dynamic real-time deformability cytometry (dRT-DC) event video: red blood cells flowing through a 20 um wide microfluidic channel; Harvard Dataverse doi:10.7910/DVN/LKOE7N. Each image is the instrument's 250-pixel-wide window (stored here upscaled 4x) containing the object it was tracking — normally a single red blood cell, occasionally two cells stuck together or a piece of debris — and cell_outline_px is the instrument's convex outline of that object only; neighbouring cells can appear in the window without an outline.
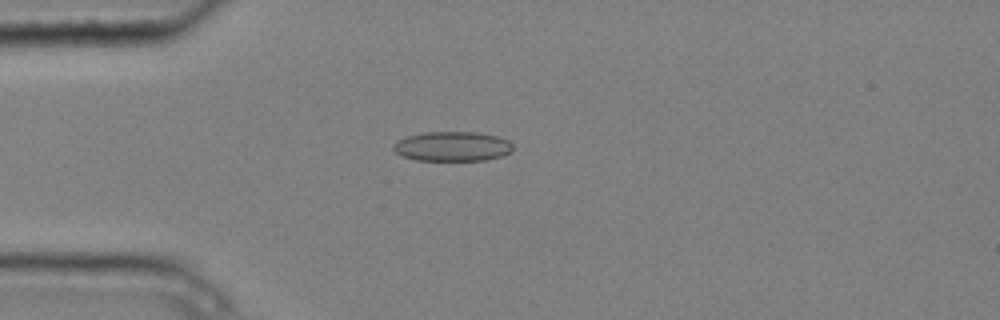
{"species": "common noctule bat (a hibernating species)", "species_latin": "Nyctalus noctula", "temperature_condition": "cold", "stored_images_in_passage": 4, "camera_frame_rate_fps": 3000, "um_per_image_px": 0.085, "animal": {"sex": "male", "body_mass_g": 20.4}, "frame": {"image": 1, "passage_image": 3, "time_ms": 0.667, "image_size_px": [1000, 320], "cell_outline_px": [[512, 152], [504, 156], [488, 160], [416, 160], [404, 156], [396, 152], [392, 148], [392, 144], [396, 140], [408, 136], [424, 132], [476, 132], [500, 136], [508, 140], [512, 144]], "centroid_in_image_um": [38.48, 12.44], "position_along_channel_um": 46.5, "area_um2": 20.87}}